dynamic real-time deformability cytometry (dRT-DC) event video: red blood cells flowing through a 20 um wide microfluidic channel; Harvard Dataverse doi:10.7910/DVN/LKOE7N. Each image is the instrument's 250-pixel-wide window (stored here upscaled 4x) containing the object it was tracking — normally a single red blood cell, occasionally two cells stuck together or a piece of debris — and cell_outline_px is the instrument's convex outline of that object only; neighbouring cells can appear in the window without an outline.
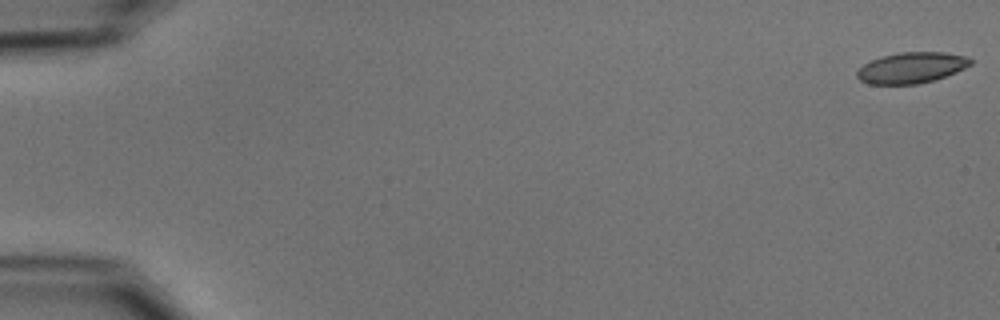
{"species": "common noctule bat (a hibernating species)", "species_latin": "Nyctalus noctula", "temperature_condition": "cold", "stored_images_in_passage": 54, "camera_frame_rate_fps": 3000, "um_per_image_px": 0.085, "animal": {"sex": "male", "body_mass_g": 15.6}, "frame": {"image": 1, "passage_image": 1, "time_ms": 0.0, "image_size_px": [1000, 320], "cell_outline_px": [[972, 64], [956, 72], [932, 80], [916, 84], [868, 84], [860, 80], [856, 76], [856, 72], [864, 64], [880, 56], [900, 52], [944, 52], [964, 56], [972, 60]], "centroid_in_image_um": [77.44, 5.75], "position_along_channel_um": 7.6, "area_um2": 20.29}}
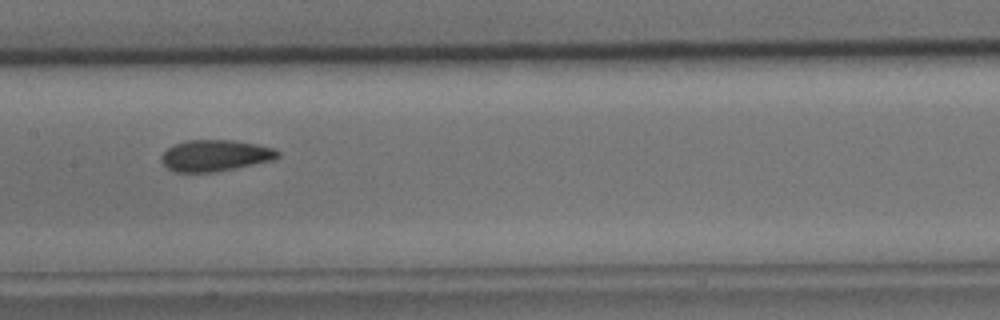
{"frame": {"image": 2, "passage_image": 28, "time_ms": 9.0, "image_size_px": [1000, 320], "cell_outline_px": [[280, 156], [272, 160], [216, 172], [176, 172], [168, 168], [160, 160], [160, 156], [172, 144], [188, 140], [236, 140], [276, 148], [280, 152]], "centroid_in_image_um": [18.29, 13.21], "position_along_channel_um": 189.1, "area_um2": 21.39}}
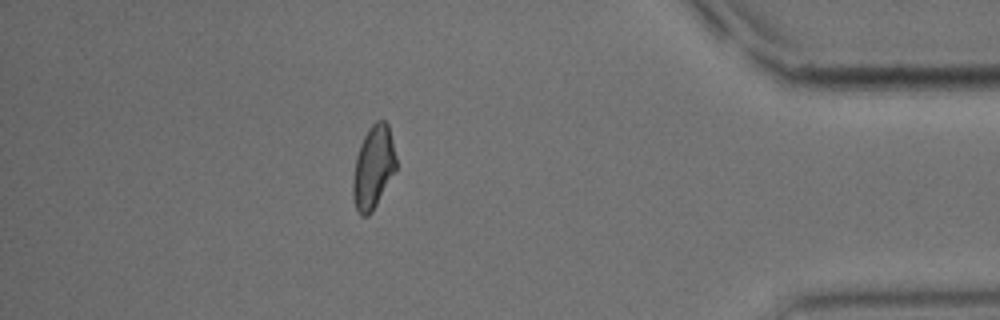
{"frame": {"image": 3, "passage_image": 48, "time_ms": 15.667, "image_size_px": [1000, 320], "cell_outline_px": [[396, 168], [372, 212], [368, 216], [360, 216], [356, 208], [352, 196], [352, 180], [356, 156], [360, 144], [368, 128], [376, 120], [384, 120], [388, 124], [396, 156]], "centroid_in_image_um": [31.71, 14.21], "position_along_channel_um": 403.5, "area_um2": 20.81}, "authors_computed_cell_mechanics": {"area_um2": 21.3282, "velocity_mm_per_s": 3.756, "shape_relaxation_time_tau1_ms": 6.0079, "shape_relaxation_time_tau2_ms": 2.8399, "deformation_change_tau1": 0.1438, "deformation_change_tau2": 0.0767}}